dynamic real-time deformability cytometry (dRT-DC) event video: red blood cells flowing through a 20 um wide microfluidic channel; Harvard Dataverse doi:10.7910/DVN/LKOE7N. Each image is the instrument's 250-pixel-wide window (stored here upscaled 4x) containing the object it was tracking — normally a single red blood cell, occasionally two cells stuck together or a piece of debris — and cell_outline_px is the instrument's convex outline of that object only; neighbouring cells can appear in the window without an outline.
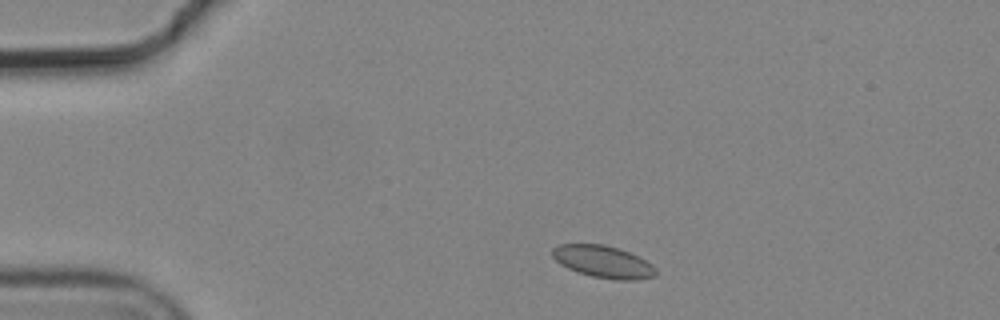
{"species": "common noctule bat (a hibernating species)", "species_latin": "Nyctalus noctula", "temperature_condition": "cold", "stored_images_in_passage": 8, "camera_frame_rate_fps": 3000, "um_per_image_px": 0.085, "animal": {"sex": "male", "body_mass_g": 19.2, "forearm_length_mm": 51.8}, "frame": {"image": 1, "passage_image": 1, "time_ms": 0.0, "image_size_px": [1000, 320], "cell_outline_px": [[656, 276], [632, 280], [616, 280], [592, 276], [576, 272], [560, 264], [552, 256], [552, 248], [560, 244], [604, 244], [620, 248], [652, 264], [656, 268]], "centroid_in_image_um": [51.25, 22.24], "position_along_channel_um": 33.7, "area_um2": 19.36}}
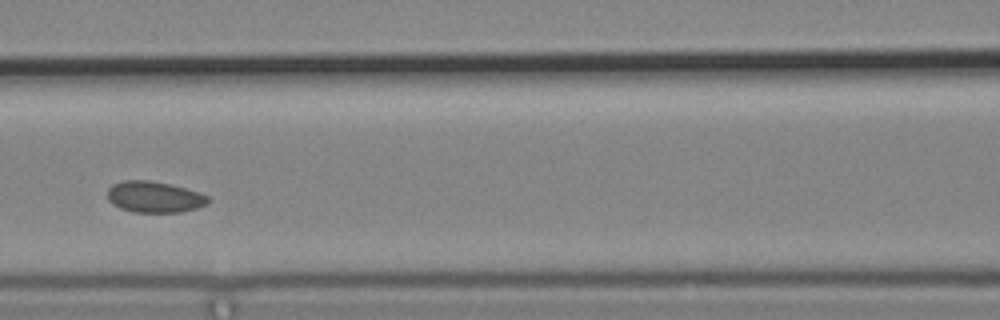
{"frame": {"image": 2, "passage_image": 5, "time_ms": 1.333, "image_size_px": [1000, 320], "cell_outline_px": [[212, 200], [208, 204], [196, 208], [180, 212], [132, 212], [120, 208], [112, 204], [108, 200], [108, 188], [112, 184], [124, 180], [148, 180], [168, 184], [200, 192], [208, 196]], "centroid_in_image_um": [13.12, 16.74], "position_along_channel_um": 153.5, "area_um2": 18.38}}
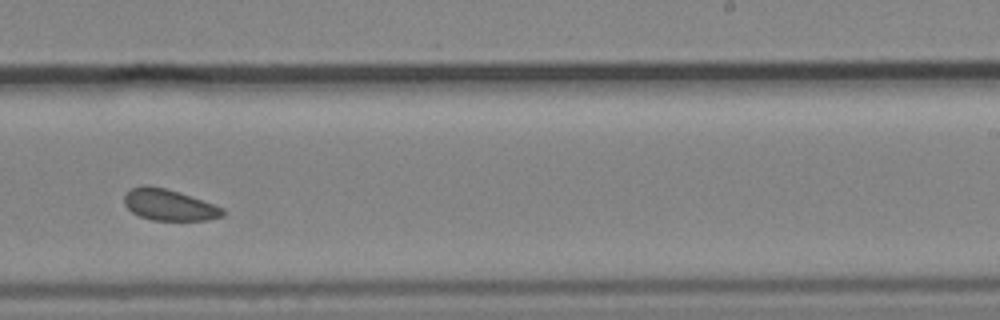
{"frame": {"image": 3, "passage_image": 8, "time_ms": 2.333, "image_size_px": [1000, 320], "cell_outline_px": [[224, 216], [208, 220], [152, 220], [140, 216], [132, 212], [124, 204], [124, 196], [132, 188], [144, 184], [148, 184], [168, 188], [180, 192], [224, 208]], "centroid_in_image_um": [14.37, 17.4], "position_along_channel_um": 274.6, "area_um2": 18.03}}